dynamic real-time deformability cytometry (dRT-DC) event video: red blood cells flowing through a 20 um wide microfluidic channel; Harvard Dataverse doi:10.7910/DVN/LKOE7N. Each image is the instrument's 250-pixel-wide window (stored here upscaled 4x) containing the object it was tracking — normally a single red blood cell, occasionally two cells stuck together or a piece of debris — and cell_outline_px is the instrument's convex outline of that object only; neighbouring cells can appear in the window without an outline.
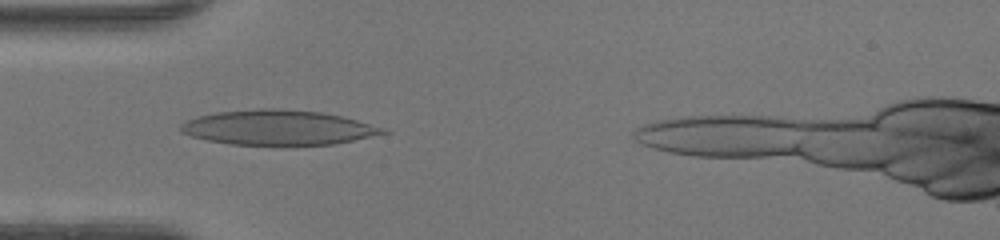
{"species": "human", "species_latin": "Homo sapiens", "temperature_condition": "warm", "stored_images_in_passage": 40, "camera_frame_rate_fps": 3000, "um_per_image_px": 0.085, "donor": {"sex": "female"}, "frame": {"image": 1, "passage_image": 10, "time_ms": 3.0, "image_size_px": [1000, 240], "cell_outline_px": [[392, 132], [332, 144], [284, 148], [232, 144], [208, 140], [192, 136], [180, 132], [180, 124], [184, 120], [196, 116], [216, 112], [260, 108], [272, 108], [324, 112], [356, 120], [384, 128]], "centroid_in_image_um": [23.6, 10.87], "position_along_channel_um": 61.4, "area_um2": 42.19}}
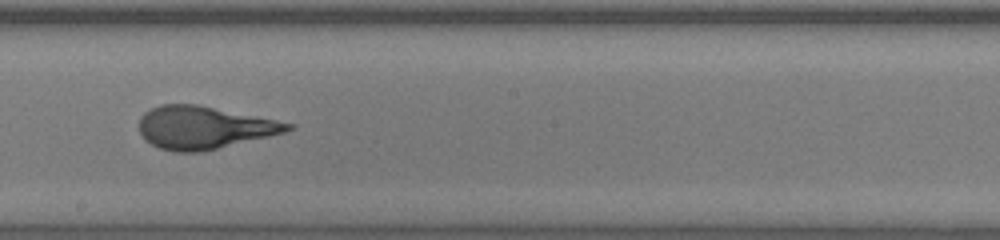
{"frame": {"image": 2, "passage_image": 22, "time_ms": 7.0, "image_size_px": [1000, 240], "cell_outline_px": [[296, 128], [284, 132], [268, 136], [200, 152], [176, 152], [160, 148], [144, 140], [140, 132], [140, 116], [144, 112], [160, 104], [196, 104], [296, 124]], "centroid_in_image_um": [17.31, 10.83], "position_along_channel_um": 230.9, "area_um2": 36.59}}
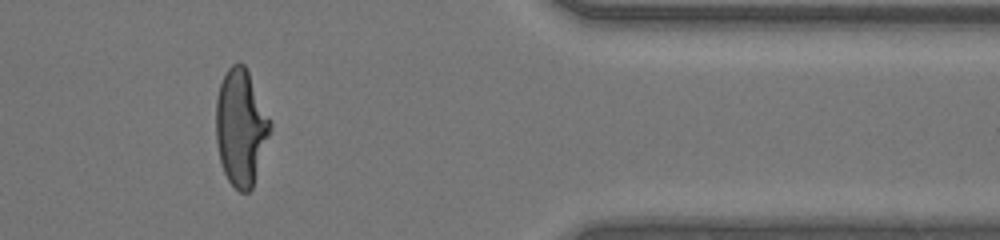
{"frame": {"image": 3, "passage_image": 35, "time_ms": 11.333, "image_size_px": [1000, 240], "cell_outline_px": [[272, 128], [252, 188], [248, 192], [240, 192], [228, 180], [224, 172], [220, 160], [216, 140], [216, 100], [220, 84], [228, 68], [232, 64], [244, 64], [248, 72], [272, 124]], "centroid_in_image_um": [20.47, 10.85], "position_along_channel_um": 390.9, "area_um2": 36.3}, "authors_computed_cell_mechanics": {"area_um2": 37.0787, "velocity_mm_per_s": 4.2873, "shape_relaxation_time_tau1_ms": null, "shape_relaxation_time_tau2_ms": 0.7217, "deformation_change_tau1": null, "deformation_change_tau2": 0.0867}}